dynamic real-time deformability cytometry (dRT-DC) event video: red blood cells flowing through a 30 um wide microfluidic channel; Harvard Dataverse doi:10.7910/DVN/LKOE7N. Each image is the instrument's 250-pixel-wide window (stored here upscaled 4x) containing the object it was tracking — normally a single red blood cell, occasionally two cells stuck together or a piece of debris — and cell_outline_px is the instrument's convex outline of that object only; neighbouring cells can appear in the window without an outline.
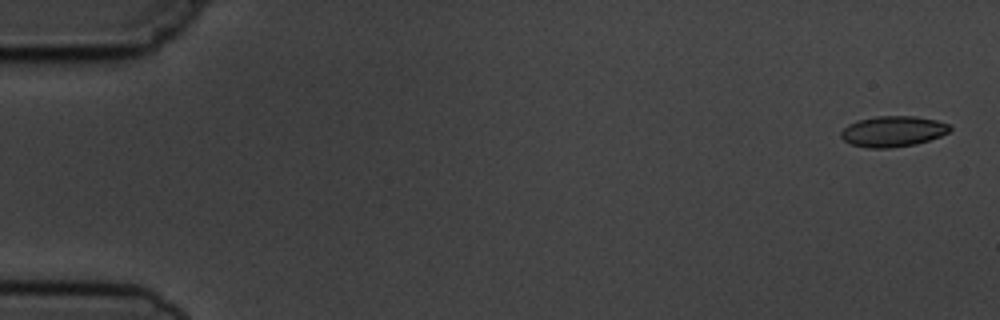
{"species": "common noctule bat (a hibernating species)", "species_latin": "Nyctalus noctula", "temperature_condition": "cold", "stored_images_in_passage": 4, "camera_frame_rate_fps": 3000, "um_per_image_px": 0.085, "animal": {"sex": "male", "body_mass_g": 19.5, "forearm_length_mm": 54.6}, "frame": {"image": 1, "passage_image": 1, "time_ms": 0.0, "image_size_px": [1000, 320], "cell_outline_px": [[952, 128], [948, 132], [940, 136], [916, 144], [892, 148], [868, 148], [852, 144], [844, 140], [840, 136], [840, 132], [848, 124], [856, 120], [876, 116], [916, 116], [936, 120], [948, 124]], "centroid_in_image_um": [75.88, 11.16], "position_along_channel_um": 9.1, "area_um2": 19.54}}